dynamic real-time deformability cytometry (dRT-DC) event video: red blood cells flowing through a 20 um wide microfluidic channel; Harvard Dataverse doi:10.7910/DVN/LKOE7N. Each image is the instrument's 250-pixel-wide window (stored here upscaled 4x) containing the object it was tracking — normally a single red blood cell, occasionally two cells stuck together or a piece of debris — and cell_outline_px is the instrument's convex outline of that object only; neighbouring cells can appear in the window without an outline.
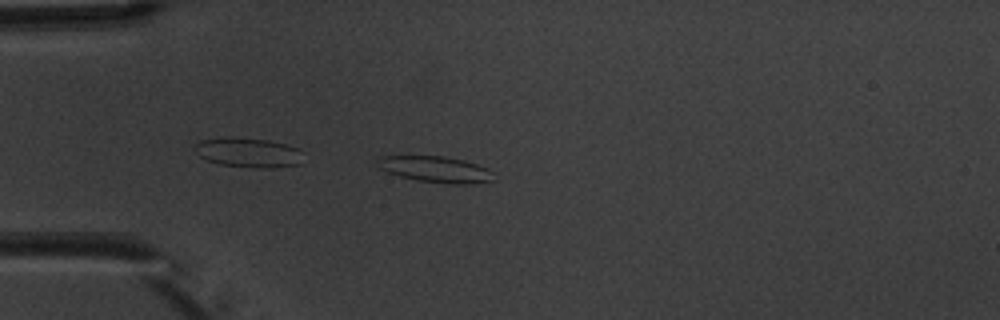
{"species": "common noctule bat (a hibernating species)", "species_latin": "Nyctalus noctula", "temperature_condition": "warm", "stored_images_in_passage": 5, "camera_frame_rate_fps": 3000, "um_per_image_px": 0.085, "animal": {"sex": "male", "body_mass_g": 20.1, "forearm_length_mm": 53.5}, "frame": {"image": 1, "passage_image": 4, "time_ms": 4.667, "image_size_px": [1000, 320], "cell_outline_px": [[496, 180], [472, 184], [448, 184], [416, 180], [400, 176], [388, 172], [380, 168], [376, 164], [376, 156], [444, 156], [464, 160], [488, 168], [492, 172]], "centroid_in_image_um": [37.04, 14.39], "position_along_channel_um": 48.0, "area_um2": 17.92}}